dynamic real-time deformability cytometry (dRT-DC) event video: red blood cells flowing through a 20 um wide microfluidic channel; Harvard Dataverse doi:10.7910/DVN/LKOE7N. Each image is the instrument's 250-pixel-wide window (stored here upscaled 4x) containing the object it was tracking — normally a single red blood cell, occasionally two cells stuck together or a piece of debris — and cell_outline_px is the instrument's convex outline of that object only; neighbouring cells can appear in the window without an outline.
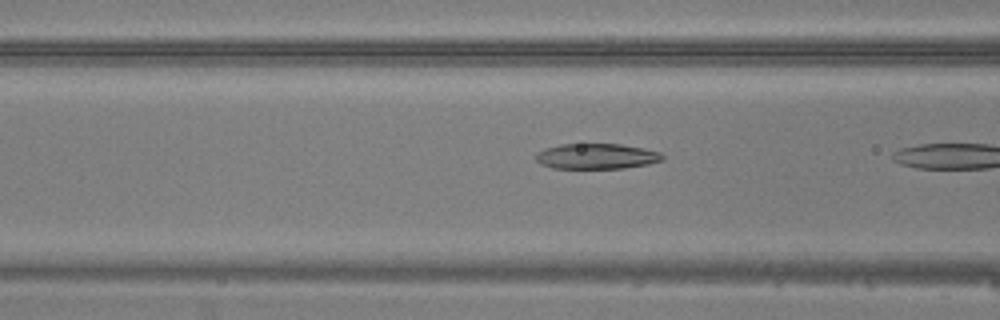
{"species": "common noctule bat (a hibernating species)", "species_latin": "Nyctalus noctula", "temperature_condition": "warm", "stored_images_in_passage": 6, "camera_frame_rate_fps": 3000, "um_per_image_px": 0.085, "animal": {"sex": "male", "body_mass_g": 20.5, "forearm_length_mm": 52.5}, "frame": {"image": 1, "passage_image": 5, "time_ms": 1.333, "image_size_px": [1000, 320], "cell_outline_px": [[664, 160], [648, 164], [624, 168], [552, 168], [540, 164], [536, 160], [536, 156], [544, 148], [560, 144], [620, 144], [644, 148], [660, 152], [664, 156]], "centroid_in_image_um": [50.73, 13.28], "position_along_channel_um": 115.9, "area_um2": 18.79}}